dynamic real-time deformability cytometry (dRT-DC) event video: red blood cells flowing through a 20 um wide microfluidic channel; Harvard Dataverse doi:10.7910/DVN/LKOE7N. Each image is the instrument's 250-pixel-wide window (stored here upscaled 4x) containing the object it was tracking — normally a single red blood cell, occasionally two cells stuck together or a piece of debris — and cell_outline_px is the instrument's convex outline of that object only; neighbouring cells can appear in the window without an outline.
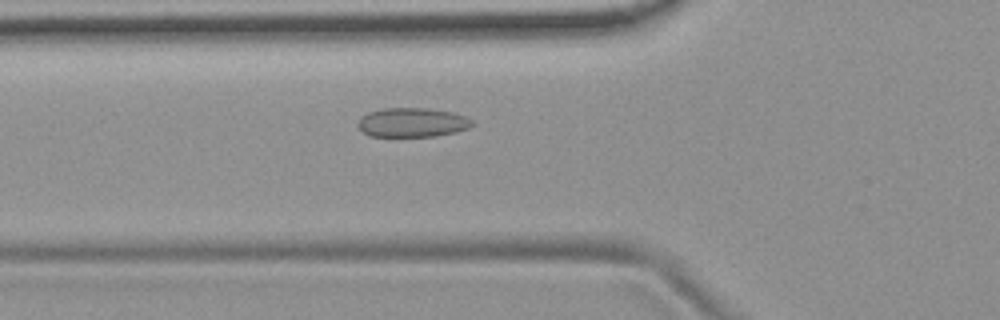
{"species": "common noctule bat (a hibernating species)", "species_latin": "Nyctalus noctula", "temperature_condition": "room temperature", "stored_images_in_passage": 53, "camera_frame_rate_fps": 3000, "um_per_image_px": 0.085, "animal": {"sex": "female", "body_mass_g": 19.9}, "frame": {"image": 1, "passage_image": 18, "time_ms": 5.667, "image_size_px": [1000, 320], "cell_outline_px": [[476, 124], [468, 128], [456, 132], [436, 136], [368, 136], [356, 124], [360, 116], [368, 112], [384, 108], [428, 108], [452, 112], [464, 116], [472, 120]], "centroid_in_image_um": [35.04, 10.4], "position_along_channel_um": 90.8, "area_um2": 19.59}}
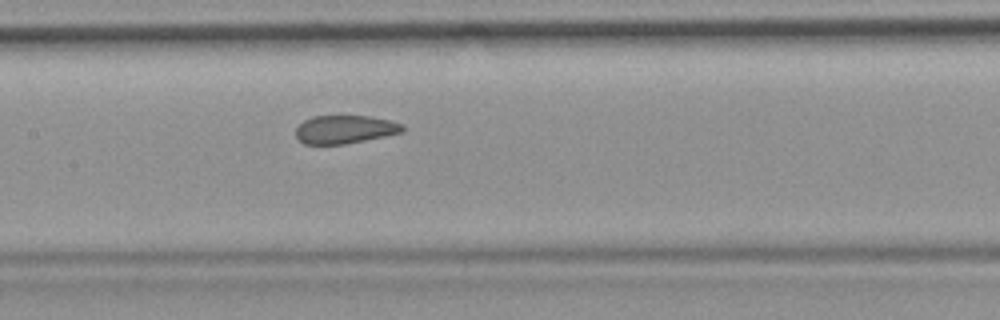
{"frame": {"image": 2, "passage_image": 25, "time_ms": 8.0, "image_size_px": [1000, 320], "cell_outline_px": [[404, 132], [344, 144], [304, 144], [296, 136], [296, 128], [304, 120], [312, 116], [372, 116], [392, 120], [404, 124]], "centroid_in_image_um": [29.35, 10.99], "position_along_channel_um": 178.1, "area_um2": 17.63}}
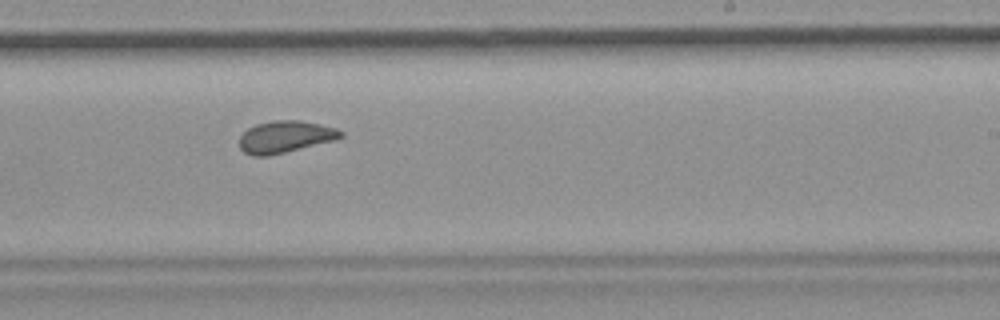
{"frame": {"image": 3, "passage_image": 32, "time_ms": 10.333, "image_size_px": [1000, 320], "cell_outline_px": [[344, 136], [336, 140], [268, 156], [252, 156], [244, 152], [240, 148], [240, 136], [248, 128], [256, 124], [272, 120], [300, 120], [320, 124], [336, 128], [344, 132]], "centroid_in_image_um": [24.26, 11.62], "position_along_channel_um": 264.7, "area_um2": 18.96}, "authors_computed_cell_mechanics": {"area_um2": 19.4208, "velocity_mm_per_s": 3.7383, "shape_relaxation_time_tau1_ms": null, "shape_relaxation_time_tau2_ms": 1.369, "deformation_change_tau1": null, "deformation_change_tau2": 0.056}}